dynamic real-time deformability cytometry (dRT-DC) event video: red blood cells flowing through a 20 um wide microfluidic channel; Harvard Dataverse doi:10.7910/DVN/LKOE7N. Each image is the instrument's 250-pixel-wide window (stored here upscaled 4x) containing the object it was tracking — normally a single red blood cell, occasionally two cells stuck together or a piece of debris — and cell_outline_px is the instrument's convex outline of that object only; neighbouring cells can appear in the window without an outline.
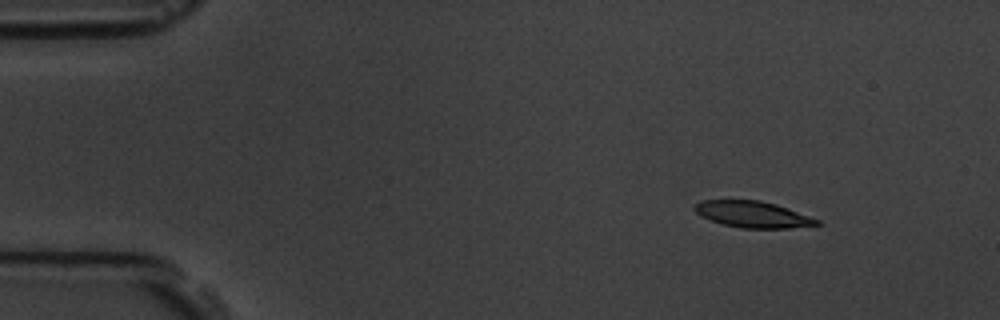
{"species": "common noctule bat (a hibernating species)", "species_latin": "Nyctalus noctula", "temperature_condition": "room temperature", "stored_images_in_passage": 8, "camera_frame_rate_fps": 3000, "um_per_image_px": 0.085, "animal": {"sex": "male", "body_mass_g": 19.5, "forearm_length_mm": 54.6}, "frame": {"image": 1, "passage_image": 2, "time_ms": 1.333, "image_size_px": [1000, 320], "cell_outline_px": [[820, 224], [788, 228], [740, 228], [724, 224], [700, 216], [692, 208], [692, 204], [704, 200], [760, 200], [776, 204], [788, 208], [820, 220]], "centroid_in_image_um": [63.95, 18.21], "position_along_channel_um": 21.1, "area_um2": 18.73}}
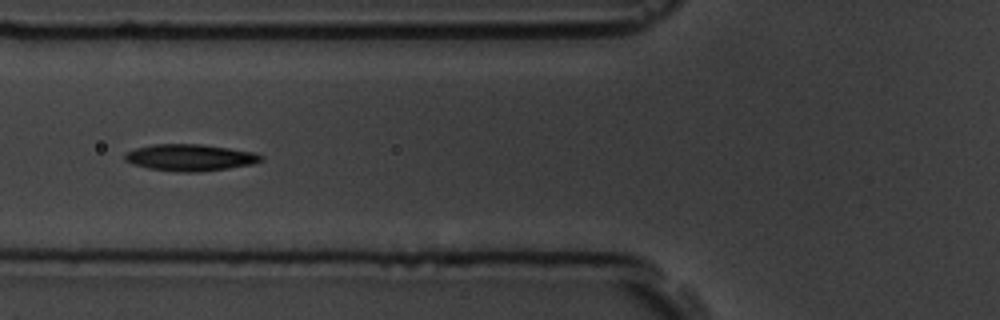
{"frame": {"image": 2, "passage_image": 6, "time_ms": 6.0, "image_size_px": [1000, 320], "cell_outline_px": [[264, 160], [252, 164], [228, 168], [196, 172], [184, 172], [148, 168], [132, 164], [124, 160], [124, 152], [136, 148], [152, 144], [200, 144], [256, 152], [264, 156]], "centroid_in_image_um": [16.15, 13.38], "position_along_channel_um": 109.6, "area_um2": 21.21}}
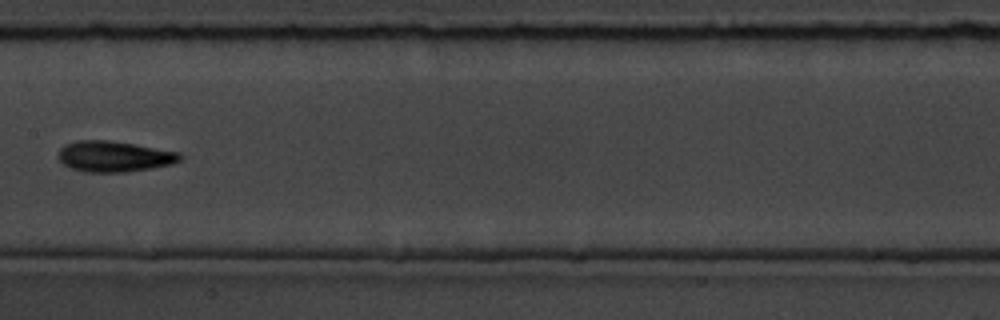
{"frame": {"image": 3, "passage_image": 8, "time_ms": 8.333, "image_size_px": [1000, 320], "cell_outline_px": [[184, 156], [180, 160], [172, 164], [124, 172], [84, 172], [68, 168], [60, 160], [60, 148], [64, 144], [76, 140], [108, 140], [136, 144], [180, 152]], "centroid_in_image_um": [9.7, 13.29], "position_along_channel_um": 197.7, "area_um2": 21.91}}